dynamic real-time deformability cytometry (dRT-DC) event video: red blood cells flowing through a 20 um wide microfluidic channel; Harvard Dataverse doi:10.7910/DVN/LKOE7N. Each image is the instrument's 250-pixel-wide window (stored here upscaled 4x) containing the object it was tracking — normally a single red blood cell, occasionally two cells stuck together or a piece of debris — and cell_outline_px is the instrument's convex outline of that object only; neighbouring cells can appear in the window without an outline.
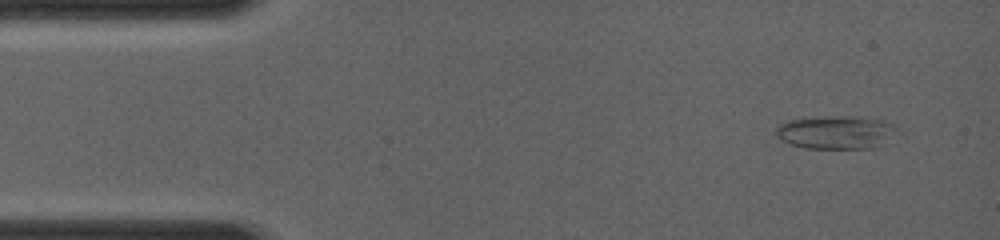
{"species": "common noctule bat (a hibernating species)", "species_latin": "Nyctalus noctula", "temperature_condition": "room temperature", "stored_images_in_passage": 4, "camera_frame_rate_fps": 4000, "um_per_image_px": 0.085, "animal": {"sex": "female", "body_mass_g": 19.0, "forearm_length_mm": 56.7}, "frame": {"image": 1, "passage_image": 1, "time_ms": 0.0, "image_size_px": [1000, 240], "cell_outline_px": [[896, 128], [876, 148], [804, 148], [788, 144], [780, 140], [776, 136], [776, 128], [780, 124], [788, 120], [824, 116], [848, 116], [880, 120], [892, 124]], "centroid_in_image_um": [70.92, 11.25], "position_along_channel_um": 14.1, "area_um2": 23.0}}